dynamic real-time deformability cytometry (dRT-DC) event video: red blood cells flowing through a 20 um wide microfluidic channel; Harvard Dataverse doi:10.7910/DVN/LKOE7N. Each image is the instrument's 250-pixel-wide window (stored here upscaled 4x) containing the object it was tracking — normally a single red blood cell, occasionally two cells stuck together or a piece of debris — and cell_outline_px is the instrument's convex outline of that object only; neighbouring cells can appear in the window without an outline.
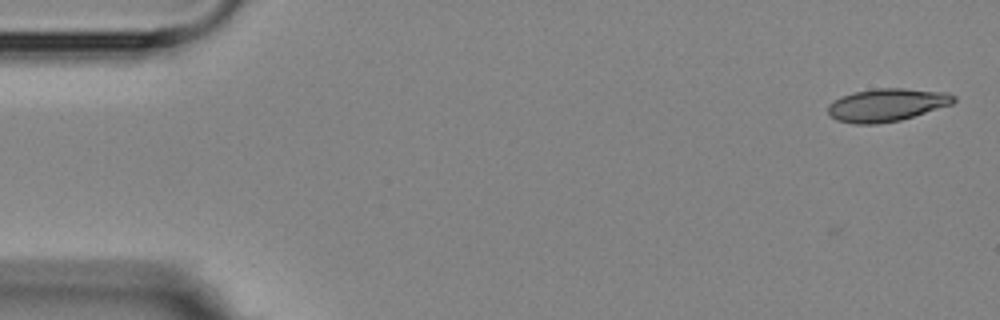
{"species": "Egyptian fruit bat (a non-hibernating species)", "species_latin": "Rousettus aegyptiacus", "temperature_condition": "room temperature", "stored_images_in_passage": 5, "camera_frame_rate_fps": 3000, "um_per_image_px": 0.085, "animal": {"sex": "female"}, "frame": {"image": 1, "passage_image": 1, "time_ms": 0.0, "image_size_px": [1000, 320], "cell_outline_px": [[956, 100], [952, 104], [900, 120], [876, 124], [852, 124], [836, 120], [828, 112], [828, 104], [844, 96], [856, 92], [876, 88], [904, 88], [948, 92], [956, 96]], "centroid_in_image_um": [75.41, 8.92], "position_along_channel_um": 9.6, "area_um2": 23.93}}